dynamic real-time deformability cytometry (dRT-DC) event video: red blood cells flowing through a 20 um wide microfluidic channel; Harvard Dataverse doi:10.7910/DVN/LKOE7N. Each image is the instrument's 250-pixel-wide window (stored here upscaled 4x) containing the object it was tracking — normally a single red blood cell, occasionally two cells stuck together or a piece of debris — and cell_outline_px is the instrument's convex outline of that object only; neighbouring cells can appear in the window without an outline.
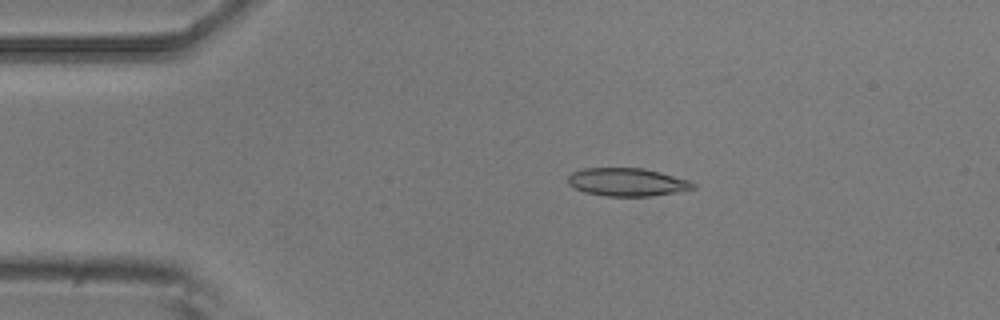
{"species": "common noctule bat (a hibernating species)", "species_latin": "Nyctalus noctula", "temperature_condition": "room temperature", "stored_images_in_passage": 5, "camera_frame_rate_fps": 3000, "um_per_image_px": 0.085, "animal": {"sex": "male", "body_mass_g": 20.5, "forearm_length_mm": 52.5}, "frame": {"image": 1, "passage_image": 2, "time_ms": 0.333, "image_size_px": [1000, 320], "cell_outline_px": [[696, 188], [676, 192], [648, 196], [608, 196], [584, 192], [568, 184], [568, 176], [572, 172], [584, 168], [644, 168], [660, 172], [688, 180], [696, 184]], "centroid_in_image_um": [53.3, 15.47], "position_along_channel_um": 31.7, "area_um2": 20.35}}
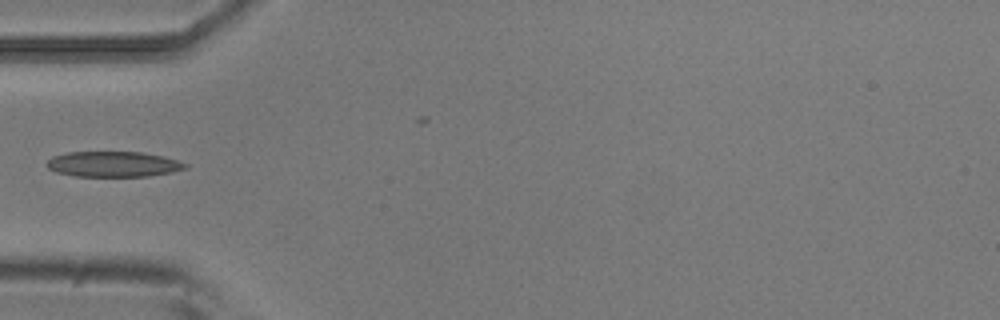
{"frame": {"image": 2, "passage_image": 4, "time_ms": 1.0, "image_size_px": [1000, 320], "cell_outline_px": [[188, 168], [172, 172], [148, 176], [76, 176], [56, 172], [48, 168], [44, 164], [52, 156], [68, 152], [140, 152], [164, 156], [188, 164]], "centroid_in_image_um": [9.62, 13.95], "position_along_channel_um": 75.4, "area_um2": 20.58}}